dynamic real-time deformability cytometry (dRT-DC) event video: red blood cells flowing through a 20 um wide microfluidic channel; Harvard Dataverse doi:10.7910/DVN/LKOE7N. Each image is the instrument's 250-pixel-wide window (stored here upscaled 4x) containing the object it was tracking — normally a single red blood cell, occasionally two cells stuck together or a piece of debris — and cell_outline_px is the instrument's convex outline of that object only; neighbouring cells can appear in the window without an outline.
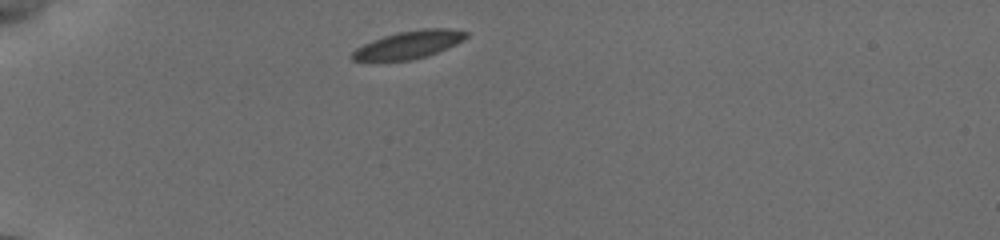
{"species": "common noctule bat (a hibernating species)", "species_latin": "Nyctalus noctula", "temperature_condition": "cold", "stored_images_in_passage": 3, "camera_frame_rate_fps": 3000, "um_per_image_px": 0.085, "animal": {"sex": "female", "body_mass_g": 19.5, "forearm_length_mm": 54.1}, "frame": {"image": 1, "passage_image": 1, "time_ms": 0.0, "image_size_px": [1000, 240], "cell_outline_px": [[468, 36], [456, 44], [436, 52], [412, 60], [352, 60], [352, 52], [356, 48], [372, 40], [396, 32], [424, 28], [448, 28], [468, 32]], "centroid_in_image_um": [34.76, 3.78], "position_along_channel_um": 50.2, "area_um2": 18.09}}
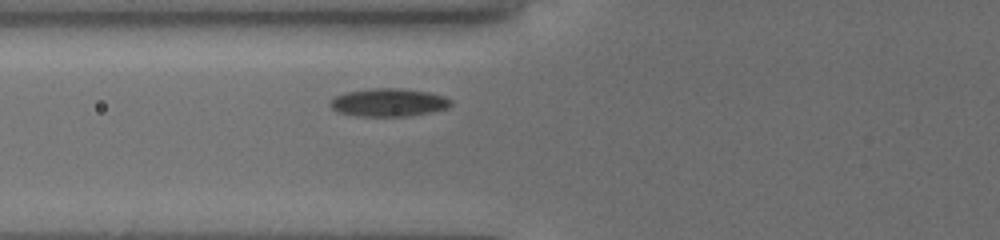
{"frame": {"image": 2, "passage_image": 3, "time_ms": 2.0, "image_size_px": [1000, 240], "cell_outline_px": [[452, 104], [448, 108], [432, 112], [408, 116], [360, 116], [340, 112], [332, 108], [328, 104], [328, 100], [344, 92], [372, 88], [404, 88], [428, 92], [444, 96], [452, 100]], "centroid_in_image_um": [33.04, 8.7], "position_along_channel_um": 92.8, "area_um2": 19.88}}